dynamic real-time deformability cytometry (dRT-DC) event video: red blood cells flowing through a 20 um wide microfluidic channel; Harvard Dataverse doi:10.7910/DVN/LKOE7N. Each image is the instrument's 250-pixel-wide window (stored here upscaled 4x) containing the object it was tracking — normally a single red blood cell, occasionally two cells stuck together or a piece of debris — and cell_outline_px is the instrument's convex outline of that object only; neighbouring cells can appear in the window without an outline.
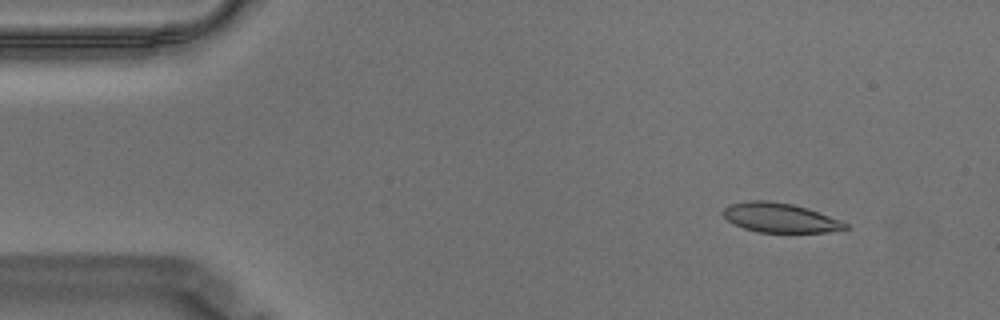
{"species": "Egyptian fruit bat (a non-hibernating species)", "species_latin": "Rousettus aegyptiacus", "temperature_condition": "warm", "stored_images_in_passage": 57, "camera_frame_rate_fps": 3000, "um_per_image_px": 0.085, "animal": {"sex": "male"}, "frame": {"image": 1, "passage_image": 6, "time_ms": 1.667, "image_size_px": [1000, 320], "cell_outline_px": [[848, 228], [844, 232], [756, 232], [732, 224], [720, 212], [728, 204], [748, 200], [768, 200], [792, 204], [808, 208], [840, 220], [848, 224]], "centroid_in_image_um": [66.3, 18.51], "position_along_channel_um": 18.7, "area_um2": 21.33}}
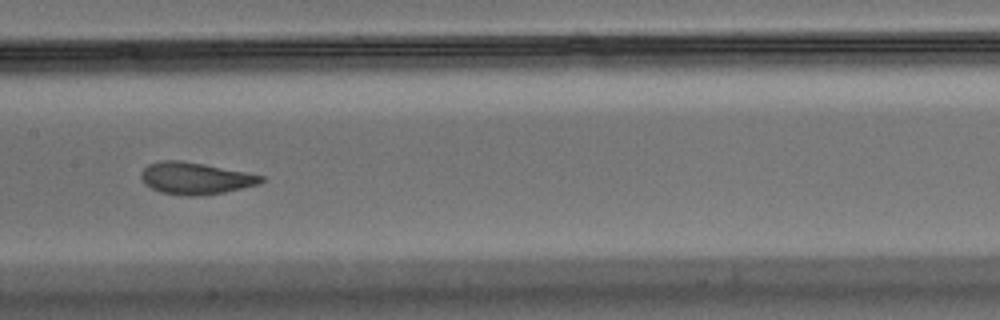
{"frame": {"image": 2, "passage_image": 28, "time_ms": 9.0, "image_size_px": [1000, 320], "cell_outline_px": [[264, 180], [260, 184], [224, 192], [204, 196], [188, 196], [160, 192], [144, 184], [140, 176], [140, 172], [148, 164], [164, 160], [180, 160], [204, 164], [264, 176]], "centroid_in_image_um": [16.58, 15.16], "position_along_channel_um": 190.8, "area_um2": 22.31}}
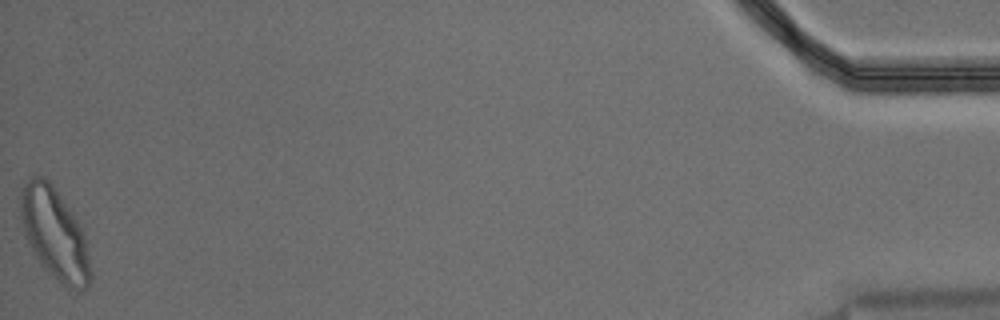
{"frame": {"image": 3, "passage_image": 57, "time_ms": 18.667, "image_size_px": [1000, 320], "cell_outline_px": [[92, 276], [88, 284], [80, 292], [68, 288], [40, 264], [24, 236], [20, 220], [20, 188], [36, 172], [44, 176], [52, 184], [76, 216], [84, 232]], "centroid_in_image_um": [4.62, 19.82], "position_along_channel_um": 430.6, "area_um2": 37.63}, "authors_computed_cell_mechanics": {"area_um2": 22.4264, "velocity_mm_per_s": 3.5137, "shape_relaxation_time_tau1_ms": 4.732, "shape_relaxation_time_tau2_ms": 0.9173, "deformation_change_tau1": 0.1658, "deformation_change_tau2": 0.0588}}